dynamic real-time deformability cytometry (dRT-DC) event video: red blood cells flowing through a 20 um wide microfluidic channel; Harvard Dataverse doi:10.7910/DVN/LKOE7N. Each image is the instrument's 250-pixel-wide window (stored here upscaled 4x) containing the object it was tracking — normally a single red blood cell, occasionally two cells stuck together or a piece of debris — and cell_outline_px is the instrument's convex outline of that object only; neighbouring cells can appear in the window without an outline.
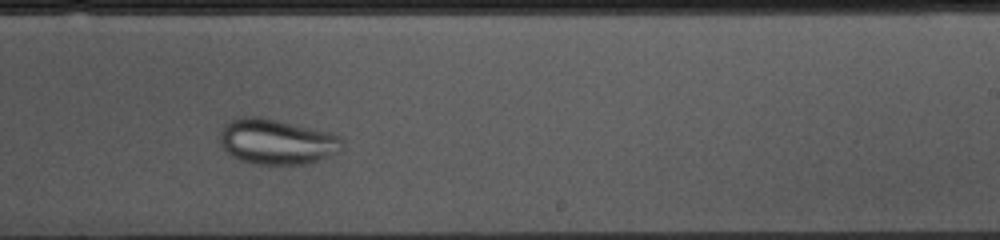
{"species": "common noctule bat (a hibernating species)", "species_latin": "Nyctalus noctula", "temperature_condition": "cold", "stored_images_in_passage": 38, "camera_frame_rate_fps": 3000, "um_per_image_px": 0.085, "animal": {"sex": "female", "body_mass_g": 10.0, "forearm_length_mm": 53.1}, "frame": {"image": 1, "passage_image": 27, "time_ms": 8.667, "image_size_px": [1000, 240], "cell_outline_px": [[344, 144], [336, 152], [328, 156], [308, 164], [256, 164], [240, 160], [232, 156], [220, 144], [220, 128], [224, 124], [240, 116], [260, 116], [328, 132], [340, 136], [344, 140]], "centroid_in_image_um": [23.49, 12.03], "position_along_channel_um": 265.5, "area_um2": 32.25}}